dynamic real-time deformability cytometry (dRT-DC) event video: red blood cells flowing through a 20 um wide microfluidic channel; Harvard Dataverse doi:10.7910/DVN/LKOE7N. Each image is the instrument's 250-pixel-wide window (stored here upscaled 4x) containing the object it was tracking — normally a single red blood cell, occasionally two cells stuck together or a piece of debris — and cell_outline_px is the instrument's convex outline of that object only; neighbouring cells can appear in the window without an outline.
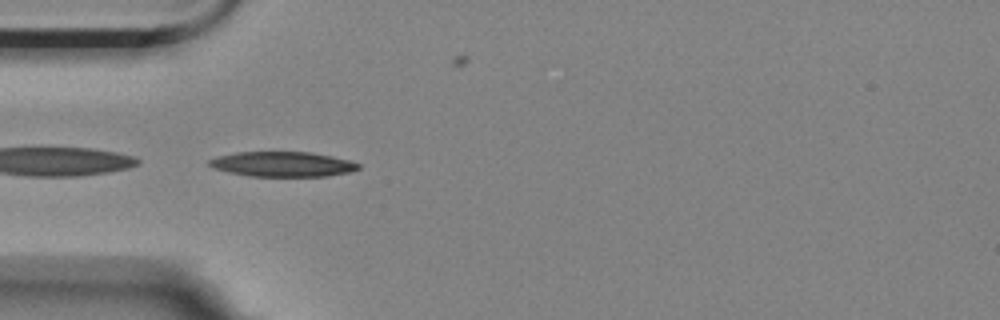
{"species": "Egyptian fruit bat (a non-hibernating species)", "species_latin": "Rousettus aegyptiacus", "temperature_condition": "room temperature", "stored_images_in_passage": 33, "camera_frame_rate_fps": 3000, "um_per_image_px": 0.085, "animal": {"sex": "female"}, "frame": {"image": 1, "passage_image": 1, "time_ms": 0.0, "image_size_px": [1000, 320], "cell_outline_px": [[360, 168], [348, 172], [328, 176], [248, 176], [228, 172], [216, 168], [208, 164], [208, 160], [220, 156], [236, 152], [312, 152], [332, 156], [348, 160], [360, 164]], "centroid_in_image_um": [24.03, 13.95], "position_along_channel_um": 61.0, "area_um2": 21.56}}
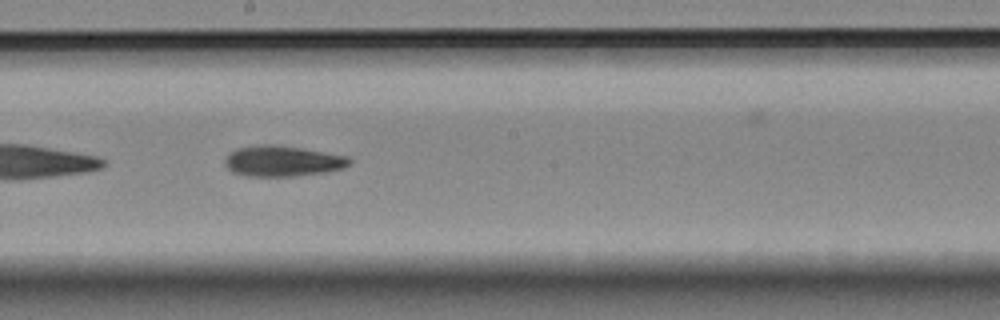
{"frame": {"image": 2, "passage_image": 15, "time_ms": 4.667, "image_size_px": [1000, 320], "cell_outline_px": [[352, 160], [348, 164], [340, 168], [324, 172], [292, 176], [244, 176], [232, 172], [224, 164], [224, 160], [236, 148], [260, 144], [276, 144], [348, 156]], "centroid_in_image_um": [23.96, 13.68], "position_along_channel_um": 224.2, "area_um2": 22.08}}
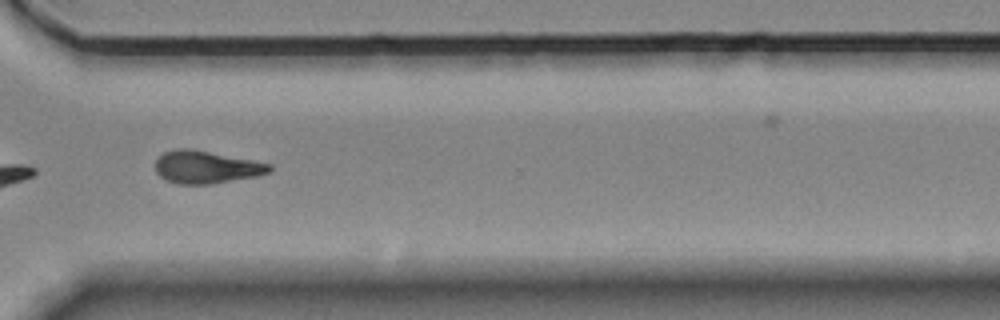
{"frame": {"image": 3, "passage_image": 26, "time_ms": 8.333, "image_size_px": [1000, 320], "cell_outline_px": [[272, 172], [256, 176], [212, 184], [180, 184], [168, 180], [160, 176], [156, 172], [156, 160], [164, 152], [176, 148], [192, 148], [272, 164]], "centroid_in_image_um": [17.55, 14.19], "position_along_channel_um": 353.1, "area_um2": 21.68}, "authors_computed_cell_mechanics": {"area_um2": 21.675, "velocity_mm_per_s": 3.5133, "shape_relaxation_time_tau1_ms": 3.9558, "shape_relaxation_time_tau2_ms": null, "deformation_change_tau1": 0.1633, "deformation_change_tau2": null}}